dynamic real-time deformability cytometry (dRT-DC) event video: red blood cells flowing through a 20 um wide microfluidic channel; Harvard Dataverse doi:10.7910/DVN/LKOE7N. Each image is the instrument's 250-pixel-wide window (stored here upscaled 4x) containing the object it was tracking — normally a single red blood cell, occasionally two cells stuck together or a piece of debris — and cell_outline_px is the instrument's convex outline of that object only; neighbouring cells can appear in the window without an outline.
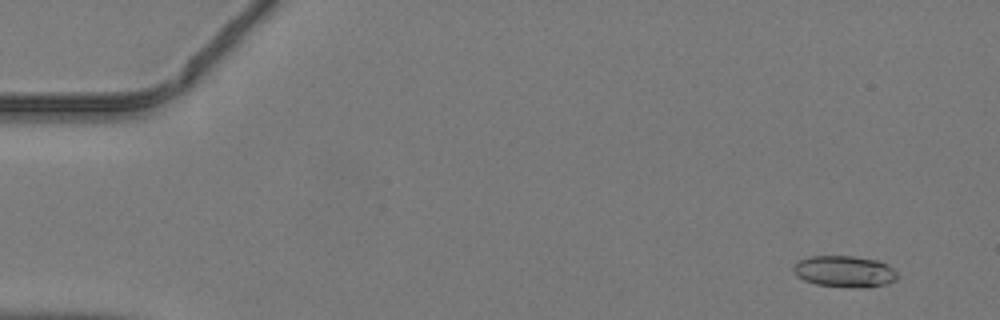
{"species": "common noctule bat (a hibernating species)", "species_latin": "Nyctalus noctula", "temperature_condition": "warm", "stored_images_in_passage": 48, "camera_frame_rate_fps": 3000, "um_per_image_px": 0.085, "animal": {"sex": "male", "body_mass_g": 19.2, "forearm_length_mm": 51.8}, "frame": {"image": 1, "passage_image": 4, "time_ms": 1.0, "image_size_px": [1000, 320], "cell_outline_px": [[900, 276], [896, 280], [888, 284], [868, 288], [856, 288], [816, 284], [804, 280], [796, 276], [792, 268], [800, 260], [812, 256], [852, 256], [876, 260], [888, 264]], "centroid_in_image_um": [71.83, 23.09], "position_along_channel_um": 13.2, "area_um2": 19.19}}
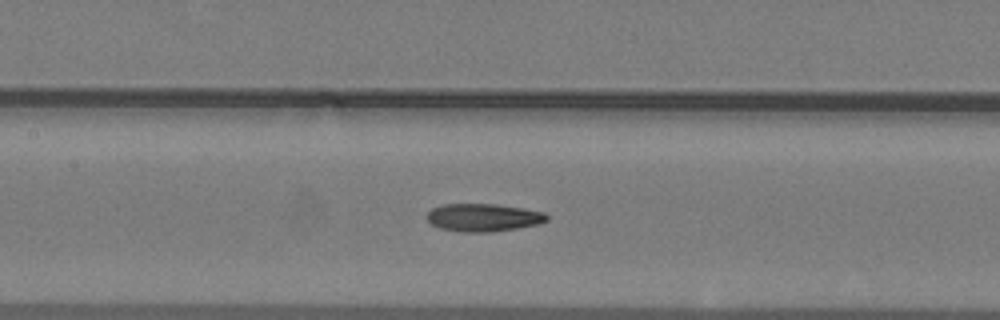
{"frame": {"image": 2, "passage_image": 23, "time_ms": 7.333, "image_size_px": [1000, 320], "cell_outline_px": [[548, 220], [540, 224], [492, 232], [460, 232], [440, 228], [432, 224], [428, 220], [428, 212], [432, 208], [444, 204], [496, 204], [524, 208], [544, 212], [548, 216]], "centroid_in_image_um": [41.11, 18.49], "position_along_channel_um": 166.3, "area_um2": 19.48}}
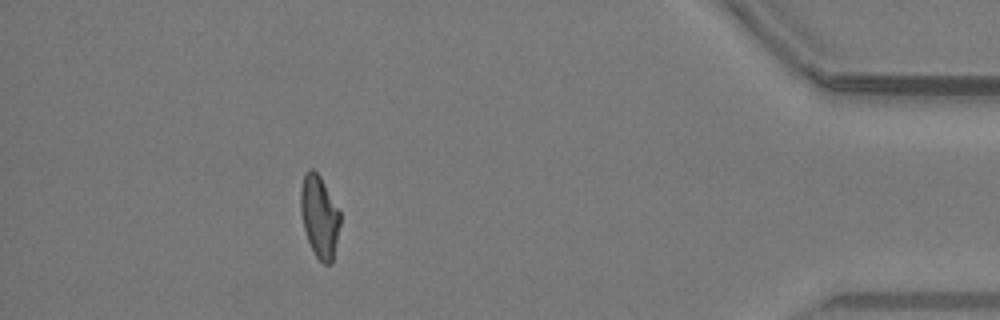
{"frame": {"image": 3, "passage_image": 43, "time_ms": 14.0, "image_size_px": [1000, 320], "cell_outline_px": [[340, 224], [332, 264], [324, 264], [316, 256], [308, 240], [304, 228], [300, 212], [300, 188], [304, 172], [308, 168], [312, 168], [320, 176], [340, 212]], "centroid_in_image_um": [27.13, 18.37], "position_along_channel_um": 408.1, "area_um2": 18.9}}